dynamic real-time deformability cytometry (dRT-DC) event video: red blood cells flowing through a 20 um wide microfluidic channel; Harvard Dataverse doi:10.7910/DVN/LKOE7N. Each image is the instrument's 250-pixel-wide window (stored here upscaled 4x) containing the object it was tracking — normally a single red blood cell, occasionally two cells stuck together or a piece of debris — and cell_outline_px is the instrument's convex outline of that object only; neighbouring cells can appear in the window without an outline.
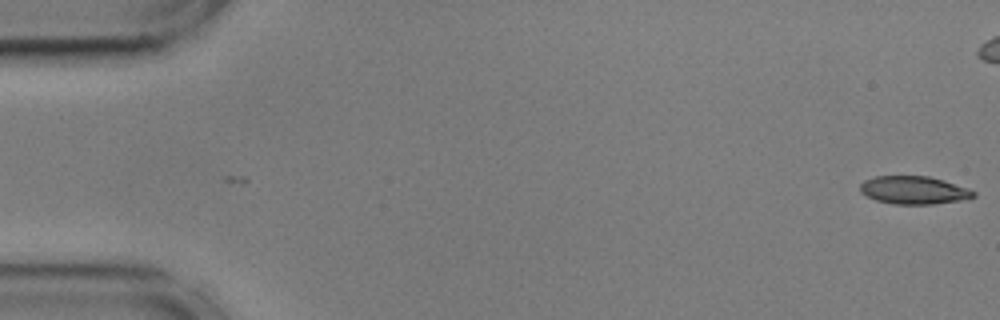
{"species": "common noctule bat (a hibernating species)", "species_latin": "Nyctalus noctula", "temperature_condition": "cold", "stored_images_in_passage": 48, "camera_frame_rate_fps": 3000, "um_per_image_px": 0.085, "animal": {"sex": "male", "body_mass_g": 17.9, "forearm_length_mm": 54.2}, "frame": {"image": 1, "passage_image": 1, "time_ms": 0.0, "image_size_px": [1000, 320], "cell_outline_px": [[976, 196], [960, 200], [932, 204], [896, 204], [876, 200], [860, 192], [860, 184], [864, 180], [876, 176], [928, 176], [944, 180], [968, 188], [976, 192]], "centroid_in_image_um": [77.68, 16.15], "position_along_channel_um": 7.3, "area_um2": 18.38}}
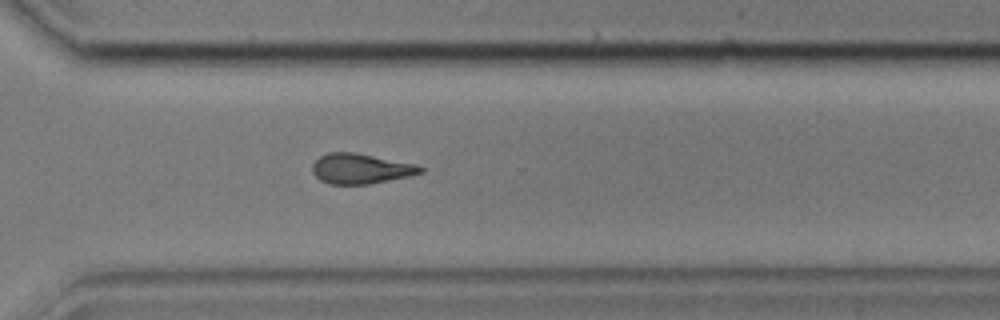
{"frame": {"image": 2, "passage_image": 40, "time_ms": 13.0, "image_size_px": [1000, 320], "cell_outline_px": [[424, 172], [412, 176], [368, 184], [328, 184], [320, 180], [312, 172], [312, 164], [320, 156], [328, 152], [356, 152], [416, 164], [424, 168]], "centroid_in_image_um": [30.67, 14.33], "position_along_channel_um": 339.9, "area_um2": 19.19}}
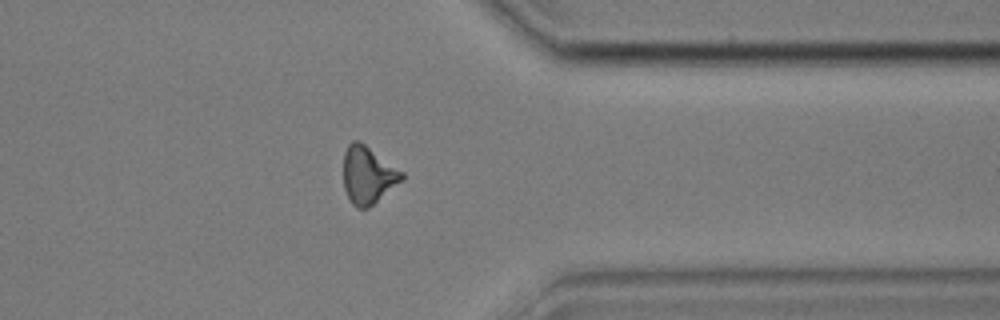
{"frame": {"image": 3, "passage_image": 44, "time_ms": 14.333, "image_size_px": [1000, 320], "cell_outline_px": [[404, 180], [368, 208], [356, 208], [352, 204], [344, 188], [344, 152], [348, 144], [352, 140], [356, 140], [364, 144], [404, 172]], "centroid_in_image_um": [31.29, 14.89], "position_along_channel_um": 380.1, "area_um2": 19.48}, "authors_computed_cell_mechanics": {"area_um2": 19.3341, "velocity_mm_per_s": 3.6, "shape_relaxation_time_tau1_ms": 7.1484, "shape_relaxation_time_tau2_ms": 5.5245, "deformation_change_tau1": 0.1804, "deformation_change_tau2": 0.1694}}